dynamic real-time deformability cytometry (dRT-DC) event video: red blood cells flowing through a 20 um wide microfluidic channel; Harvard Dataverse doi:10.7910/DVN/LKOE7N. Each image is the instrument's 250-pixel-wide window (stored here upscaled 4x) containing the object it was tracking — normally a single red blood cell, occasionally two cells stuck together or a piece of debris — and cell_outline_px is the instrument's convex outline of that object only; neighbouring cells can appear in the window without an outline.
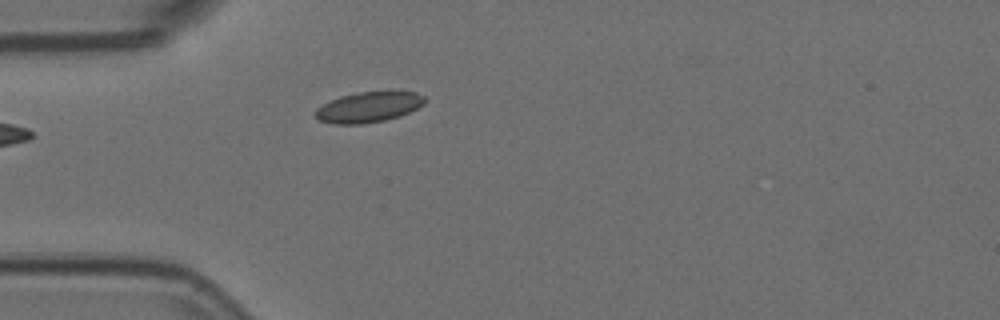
{"species": "Egyptian fruit bat (a non-hibernating species)", "species_latin": "Rousettus aegyptiacus", "temperature_condition": "room temperature", "stored_images_in_passage": 3, "camera_frame_rate_fps": 3000, "um_per_image_px": 0.085, "animal": {"sex": "female"}, "frame": {"image": 1, "passage_image": 3, "time_ms": 0.667, "image_size_px": [1000, 320], "cell_outline_px": [[424, 104], [400, 116], [384, 120], [360, 124], [336, 124], [316, 120], [316, 108], [340, 96], [360, 92], [416, 92], [424, 96]], "centroid_in_image_um": [31.3, 9.11], "position_along_channel_um": 53.7, "area_um2": 19.07}}